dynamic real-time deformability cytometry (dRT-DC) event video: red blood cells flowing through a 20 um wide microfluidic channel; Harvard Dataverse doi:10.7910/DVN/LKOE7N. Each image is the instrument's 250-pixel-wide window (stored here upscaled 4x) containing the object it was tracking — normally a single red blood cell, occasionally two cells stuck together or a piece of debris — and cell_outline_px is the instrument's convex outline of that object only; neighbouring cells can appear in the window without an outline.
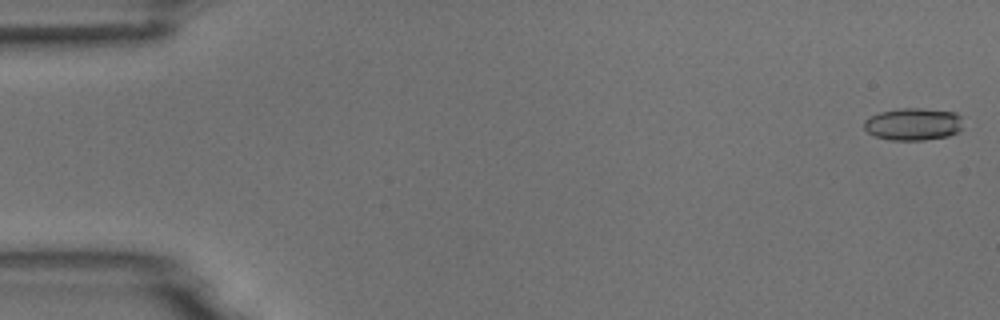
{"species": "common noctule bat (a hibernating species)", "species_latin": "Nyctalus noctula", "temperature_condition": "room temperature", "stored_images_in_passage": 54, "camera_frame_rate_fps": 3000, "um_per_image_px": 0.085, "animal": {"sex": "male", "body_mass_g": 18.8}, "frame": {"image": 1, "passage_image": 2, "time_ms": 0.333, "image_size_px": [1000, 320], "cell_outline_px": [[964, 128], [948, 136], [924, 140], [892, 140], [876, 136], [868, 132], [864, 128], [864, 120], [880, 112], [900, 108], [920, 108], [956, 112], [960, 116]], "centroid_in_image_um": [77.65, 10.55], "position_along_channel_um": 7.3, "area_um2": 18.67}}
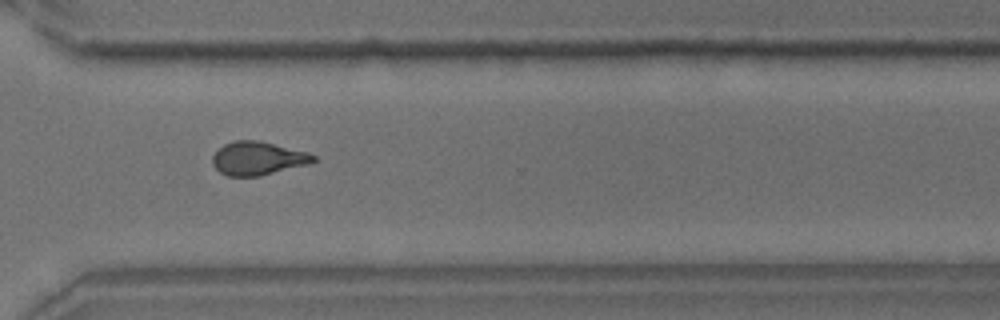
{"frame": {"image": 2, "passage_image": 41, "time_ms": 13.333, "image_size_px": [1000, 320], "cell_outline_px": [[316, 160], [308, 164], [260, 176], [228, 176], [220, 172], [212, 164], [212, 156], [224, 144], [236, 140], [256, 140], [308, 152], [316, 156]], "centroid_in_image_um": [21.91, 13.46], "position_along_channel_um": 348.7, "area_um2": 19.48}}
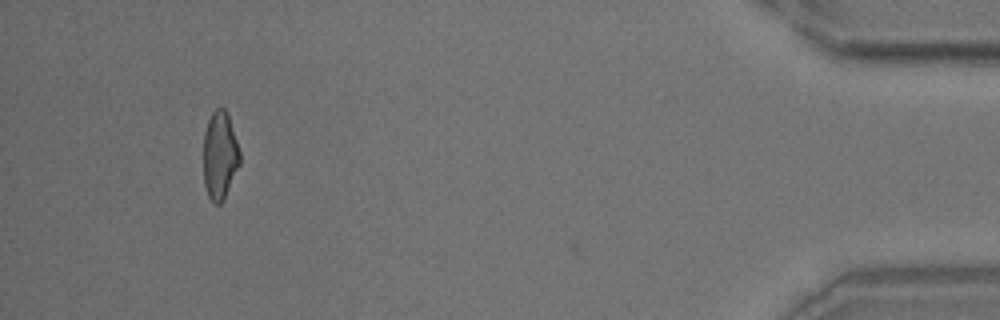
{"frame": {"image": 3, "passage_image": 52, "time_ms": 17.0, "image_size_px": [1000, 320], "cell_outline_px": [[240, 164], [224, 200], [220, 204], [216, 204], [208, 196], [204, 184], [204, 132], [208, 120], [212, 112], [216, 108], [224, 108], [228, 112], [240, 152]], "centroid_in_image_um": [18.69, 13.2], "position_along_channel_um": 416.5, "area_um2": 18.79}}